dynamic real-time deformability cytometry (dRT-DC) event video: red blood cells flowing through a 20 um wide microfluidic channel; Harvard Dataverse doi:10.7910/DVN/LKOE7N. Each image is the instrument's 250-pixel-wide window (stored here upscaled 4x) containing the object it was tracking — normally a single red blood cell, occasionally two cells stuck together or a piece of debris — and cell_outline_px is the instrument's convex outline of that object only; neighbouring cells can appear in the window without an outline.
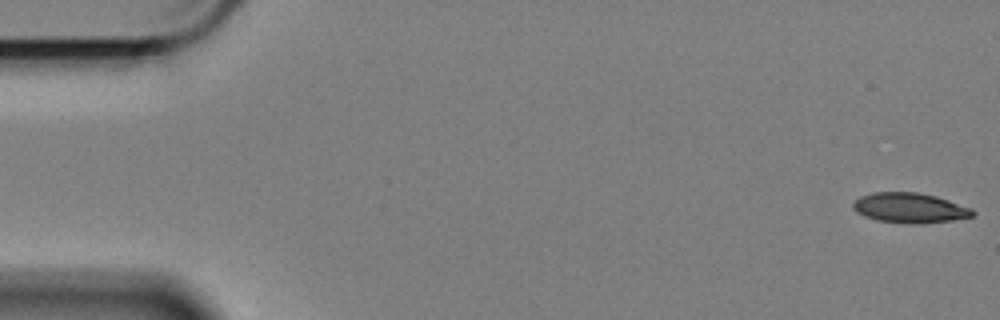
{"species": "Egyptian fruit bat (a non-hibernating species)", "species_latin": "Rousettus aegyptiacus", "temperature_condition": "cold", "stored_images_in_passage": 18, "camera_frame_rate_fps": 3000, "um_per_image_px": 0.085, "animal": {"sex": "female"}, "frame": {"image": 1, "passage_image": 1, "time_ms": 0.0, "image_size_px": [1000, 320], "cell_outline_px": [[976, 212], [972, 216], [952, 220], [920, 224], [908, 224], [876, 220], [864, 216], [856, 212], [852, 208], [852, 204], [860, 196], [872, 192], [920, 192], [936, 196], [972, 208]], "centroid_in_image_um": [77.31, 17.67], "position_along_channel_um": 7.7, "area_um2": 21.1}}
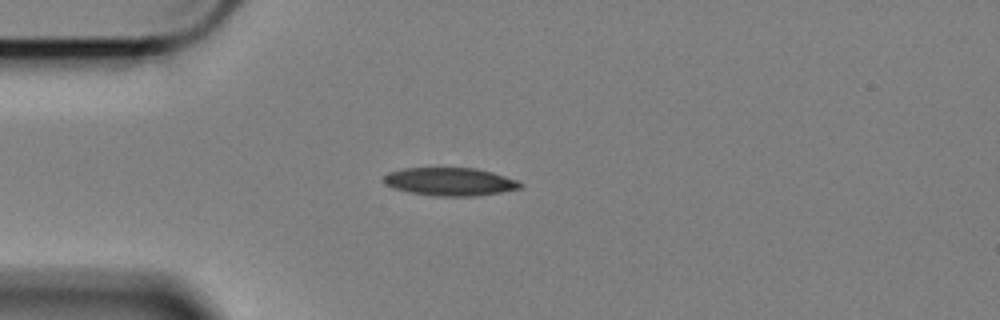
{"frame": {"image": 2, "passage_image": 15, "time_ms": 4.667, "image_size_px": [1000, 320], "cell_outline_px": [[524, 184], [520, 188], [500, 192], [476, 196], [436, 196], [412, 192], [396, 188], [384, 184], [384, 176], [388, 172], [404, 168], [476, 168], [492, 172], [516, 180]], "centroid_in_image_um": [38.26, 15.43], "position_along_channel_um": 46.7, "area_um2": 22.08}}